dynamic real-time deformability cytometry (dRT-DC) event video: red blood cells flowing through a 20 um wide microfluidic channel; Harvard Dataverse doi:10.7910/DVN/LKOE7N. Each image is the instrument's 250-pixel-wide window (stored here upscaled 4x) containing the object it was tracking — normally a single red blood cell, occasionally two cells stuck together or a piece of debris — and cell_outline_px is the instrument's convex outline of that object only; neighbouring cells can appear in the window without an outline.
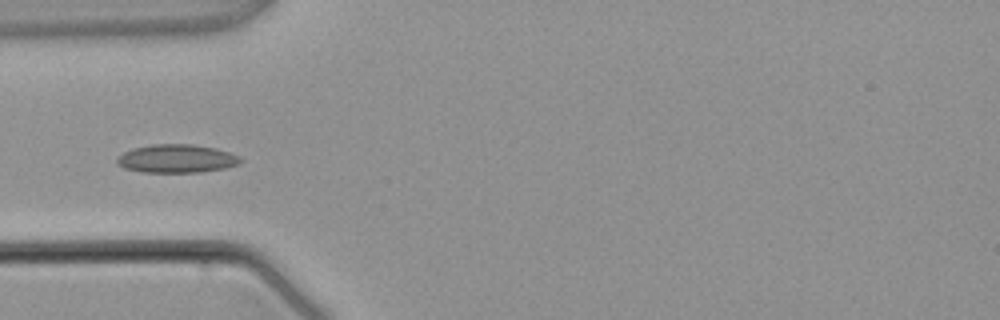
{"species": "common noctule bat (a hibernating species)", "species_latin": "Nyctalus noctula", "temperature_condition": "warm", "stored_images_in_passage": 1, "camera_frame_rate_fps": 3000, "um_per_image_px": 0.085, "animal": {"sex": "male", "body_mass_g": 21.5, "forearm_length_mm": 52.0}, "frame": {"image": 1, "passage_image": 1, "time_ms": 0.0, "image_size_px": [1000, 320], "cell_outline_px": [[244, 160], [240, 164], [224, 168], [200, 172], [140, 172], [124, 168], [116, 164], [116, 160], [124, 152], [132, 148], [152, 144], [192, 144], [216, 148], [240, 156]], "centroid_in_image_um": [15.02, 13.48], "position_along_channel_um": 70.0, "area_um2": 20.52}}